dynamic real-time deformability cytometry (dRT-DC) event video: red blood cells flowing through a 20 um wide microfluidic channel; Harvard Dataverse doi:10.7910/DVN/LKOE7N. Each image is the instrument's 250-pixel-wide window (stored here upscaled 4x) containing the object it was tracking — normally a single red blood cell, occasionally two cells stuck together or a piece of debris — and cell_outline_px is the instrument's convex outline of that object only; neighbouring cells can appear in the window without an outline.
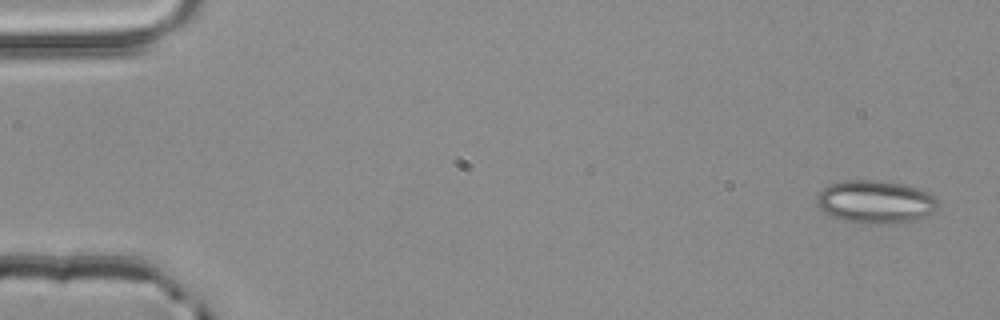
{"species": "common noctule bat (a hibernating species)", "species_latin": "Nyctalus noctula", "temperature_condition": "room temperature", "stored_images_in_passage": 4, "camera_frame_rate_fps": 3000, "um_per_image_px": 0.085, "animal": {"sex": "male", "body_mass_g": 20.4}, "frame": {"image": 1, "passage_image": 1, "time_ms": 0.0, "image_size_px": [1000, 320], "cell_outline_px": [[940, 204], [928, 216], [912, 220], [888, 224], [876, 224], [840, 220], [824, 212], [820, 208], [816, 200], [820, 192], [828, 184], [844, 180], [880, 180], [904, 184], [928, 192], [936, 196], [940, 200]], "centroid_in_image_um": [74.44, 17.15], "position_along_channel_um": 10.6, "area_um2": 30.52}}